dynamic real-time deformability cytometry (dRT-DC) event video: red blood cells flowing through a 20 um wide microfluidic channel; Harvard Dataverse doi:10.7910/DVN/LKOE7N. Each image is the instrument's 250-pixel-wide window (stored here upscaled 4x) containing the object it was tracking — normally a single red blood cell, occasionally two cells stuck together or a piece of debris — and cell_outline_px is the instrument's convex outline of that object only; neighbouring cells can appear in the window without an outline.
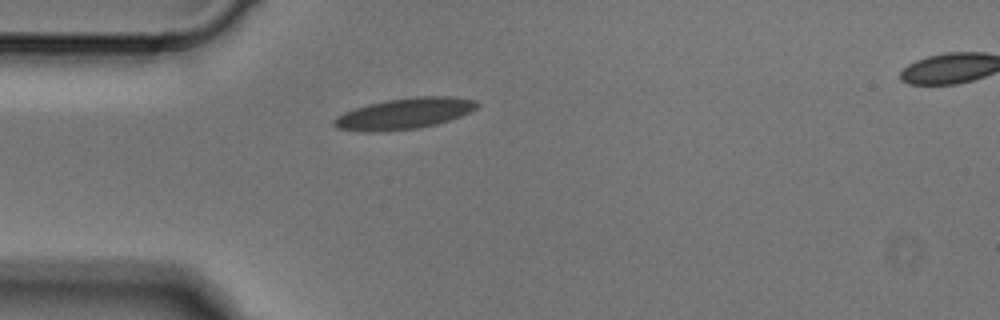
{"species": "Egyptian fruit bat (a non-hibernating species)", "species_latin": "Rousettus aegyptiacus", "temperature_condition": "cold", "stored_images_in_passage": 4, "camera_frame_rate_fps": 3000, "um_per_image_px": 0.085, "animal": {"sex": "male"}, "frame": {"image": 1, "passage_image": 4, "time_ms": 1.0, "image_size_px": [1000, 320], "cell_outline_px": [[480, 104], [476, 108], [460, 116], [436, 124], [420, 128], [384, 132], [364, 132], [336, 128], [332, 124], [332, 120], [336, 116], [344, 112], [368, 104], [388, 100], [416, 96], [452, 96], [476, 100]], "centroid_in_image_um": [34.34, 9.66], "position_along_channel_um": 50.7, "area_um2": 26.01}}